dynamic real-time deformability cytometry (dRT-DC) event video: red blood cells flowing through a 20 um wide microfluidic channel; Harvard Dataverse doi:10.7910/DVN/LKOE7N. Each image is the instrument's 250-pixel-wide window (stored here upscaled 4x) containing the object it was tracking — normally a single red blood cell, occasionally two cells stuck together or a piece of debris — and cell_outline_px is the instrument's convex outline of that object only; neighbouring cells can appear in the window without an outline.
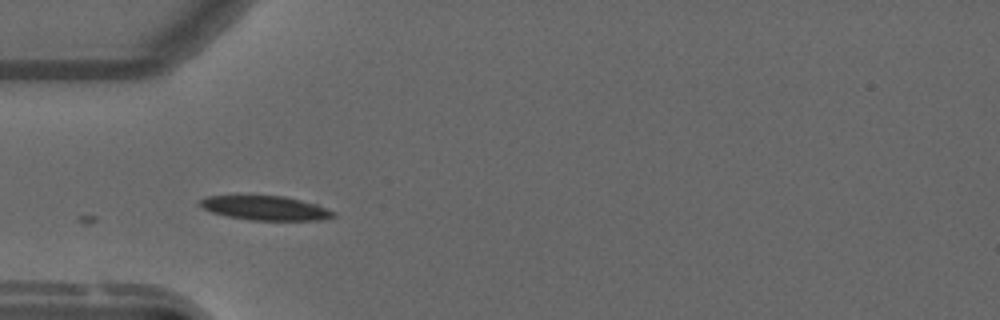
{"species": "common noctule bat (a hibernating species)", "species_latin": "Nyctalus noctula", "temperature_condition": "warm", "stored_images_in_passage": 4, "camera_frame_rate_fps": 3000, "um_per_image_px": 0.085, "animal": {"sex": "male", "forearm_length_mm": 52.5}, "frame": {"image": 1, "passage_image": 1, "time_ms": 0.0, "image_size_px": [1000, 320], "cell_outline_px": [[336, 216], [320, 220], [252, 220], [228, 216], [212, 212], [204, 208], [200, 204], [200, 200], [208, 196], [284, 196], [316, 204], [336, 212]], "centroid_in_image_um": [22.61, 17.69], "position_along_channel_um": 62.4, "area_um2": 18.55}}
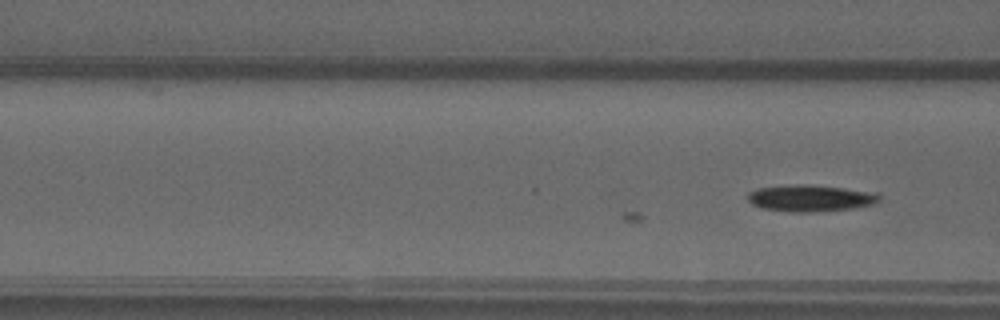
{"frame": {"image": 2, "passage_image": 4, "time_ms": 1.0, "image_size_px": [1000, 320], "cell_outline_px": [[880, 200], [876, 204], [852, 208], [808, 212], [788, 212], [760, 208], [752, 204], [748, 200], [748, 192], [756, 188], [800, 184], [812, 184], [880, 192]], "centroid_in_image_um": [68.92, 16.83], "position_along_channel_um": 97.7, "area_um2": 20.75}}